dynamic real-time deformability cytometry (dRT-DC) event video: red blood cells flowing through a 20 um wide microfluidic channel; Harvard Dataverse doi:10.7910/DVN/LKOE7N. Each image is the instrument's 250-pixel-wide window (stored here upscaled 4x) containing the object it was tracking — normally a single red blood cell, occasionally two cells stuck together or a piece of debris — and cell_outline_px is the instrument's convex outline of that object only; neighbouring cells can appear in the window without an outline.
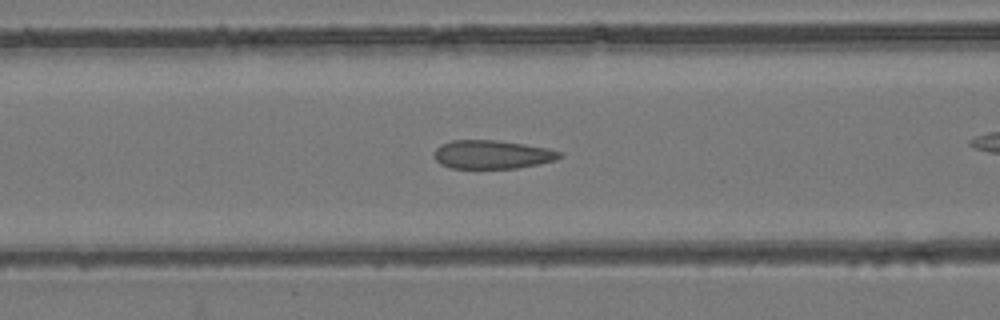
{"species": "common noctule bat (a hibernating species)", "species_latin": "Nyctalus noctula", "temperature_condition": "room temperature", "stored_images_in_passage": 43, "camera_frame_rate_fps": 3000, "um_per_image_px": 0.085, "animal": {"sex": "female", "body_mass_g": 24.6, "forearm_length_mm": 56.2}, "frame": {"image": 1, "passage_image": 23, "time_ms": 7.333, "image_size_px": [1000, 320], "cell_outline_px": [[564, 156], [556, 160], [540, 164], [516, 168], [452, 168], [440, 164], [436, 160], [432, 152], [440, 144], [452, 140], [496, 140], [524, 144], [548, 148], [560, 152]], "centroid_in_image_um": [41.82, 13.13], "position_along_channel_um": 124.8, "area_um2": 21.04}}
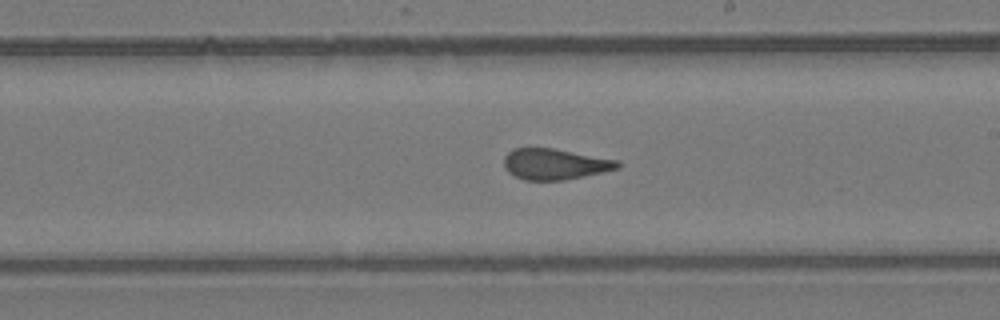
{"frame": {"image": 2, "passage_image": 32, "time_ms": 10.333, "image_size_px": [1000, 320], "cell_outline_px": [[620, 168], [584, 176], [564, 180], [524, 180], [508, 172], [504, 168], [504, 156], [512, 148], [552, 148], [620, 160]], "centroid_in_image_um": [47.16, 13.94], "position_along_channel_um": 241.8, "area_um2": 20.52}}
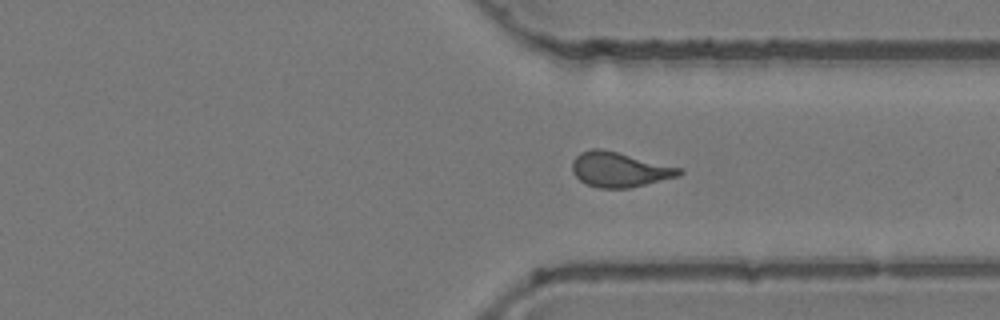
{"frame": {"image": 3, "passage_image": 41, "time_ms": 13.333, "image_size_px": [1000, 320], "cell_outline_px": [[684, 172], [680, 176], [628, 188], [600, 188], [588, 184], [580, 180], [572, 172], [572, 160], [580, 152], [592, 148], [600, 148], [684, 168]], "centroid_in_image_um": [52.68, 14.4], "position_along_channel_um": 358.7, "area_um2": 21.79}}